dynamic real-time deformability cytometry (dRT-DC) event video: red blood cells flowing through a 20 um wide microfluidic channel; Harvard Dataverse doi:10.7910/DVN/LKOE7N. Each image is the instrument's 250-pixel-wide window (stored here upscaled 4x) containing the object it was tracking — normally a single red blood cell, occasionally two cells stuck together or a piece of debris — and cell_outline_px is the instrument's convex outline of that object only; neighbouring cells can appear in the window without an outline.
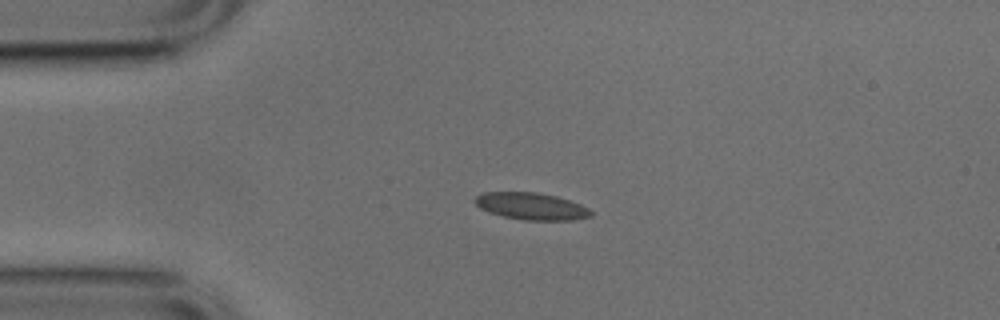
{"species": "common noctule bat (a hibernating species)", "species_latin": "Nyctalus noctula", "temperature_condition": "cold", "stored_images_in_passage": 41, "camera_frame_rate_fps": 3000, "um_per_image_px": 0.085, "animal": {"sex": "male", "body_mass_g": 17.9, "forearm_length_mm": 54.2}, "frame": {"image": 1, "passage_image": 1, "time_ms": 0.0, "image_size_px": [1000, 320], "cell_outline_px": [[592, 216], [572, 220], [528, 220], [504, 216], [488, 212], [480, 208], [472, 200], [476, 196], [484, 192], [536, 192], [556, 196], [580, 204], [588, 208], [592, 212]], "centroid_in_image_um": [45.14, 17.52], "position_along_channel_um": 39.9, "area_um2": 18.15}}
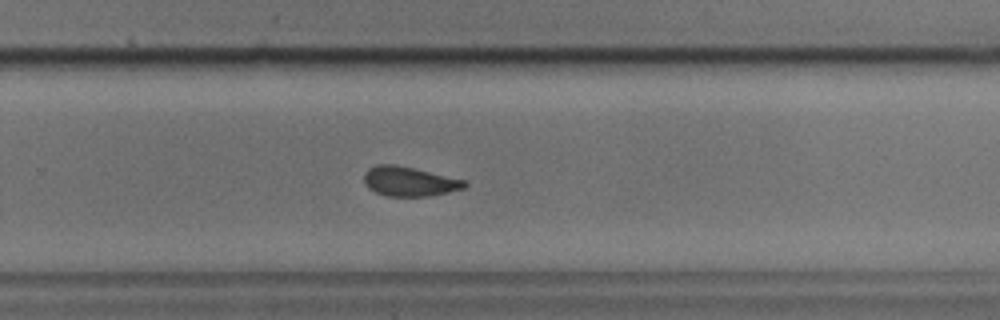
{"frame": {"image": 2, "passage_image": 23, "time_ms": 7.333, "image_size_px": [1000, 320], "cell_outline_px": [[468, 184], [464, 188], [432, 196], [388, 196], [376, 192], [368, 188], [364, 184], [364, 172], [368, 168], [376, 164], [396, 164], [468, 180]], "centroid_in_image_um": [34.8, 15.41], "position_along_channel_um": 295.0, "area_um2": 17.57}}
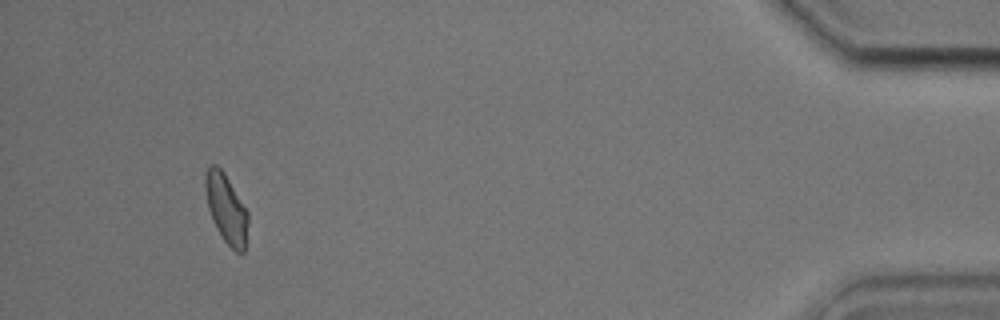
{"frame": {"image": 3, "passage_image": 38, "time_ms": 12.333, "image_size_px": [1000, 320], "cell_outline_px": [[248, 220], [244, 252], [236, 252], [224, 240], [216, 228], [212, 220], [208, 208], [204, 184], [204, 172], [212, 164], [216, 164], [224, 172], [248, 212]], "centroid_in_image_um": [19.21, 17.7], "position_along_channel_um": 416.0, "area_um2": 17.11}, "authors_computed_cell_mechanics": {"area_um2": 17.629, "velocity_mm_per_s": 3.8039, "shape_relaxation_time_tau1_ms": null, "shape_relaxation_time_tau2_ms": 1.6834, "deformation_change_tau1": null, "deformation_change_tau2": 0.0642}}